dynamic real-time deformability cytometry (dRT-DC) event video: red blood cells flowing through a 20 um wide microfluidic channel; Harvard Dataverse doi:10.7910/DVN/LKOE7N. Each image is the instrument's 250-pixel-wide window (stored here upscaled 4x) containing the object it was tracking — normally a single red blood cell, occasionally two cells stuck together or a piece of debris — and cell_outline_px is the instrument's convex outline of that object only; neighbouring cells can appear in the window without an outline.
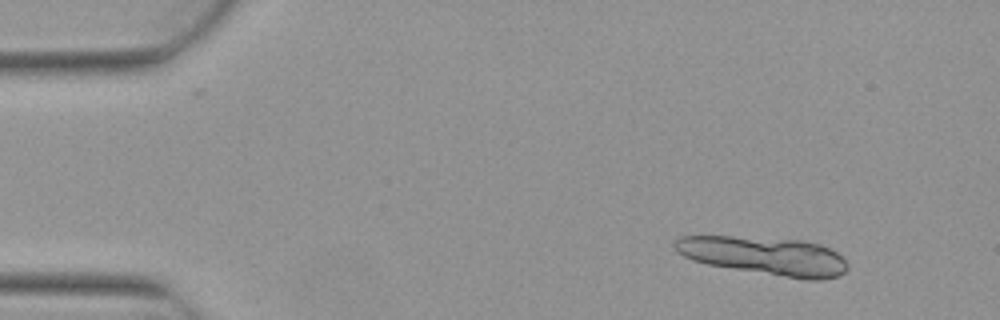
{"species": "Egyptian fruit bat (a non-hibernating species)", "species_latin": "Rousettus aegyptiacus", "temperature_condition": "warm", "stored_images_in_passage": 4, "camera_frame_rate_fps": 3000, "um_per_image_px": 0.085, "animal": {"sex": "female"}, "frame": {"image": 1, "passage_image": 1, "time_ms": 0.0, "image_size_px": [1000, 320], "cell_outline_px": [[848, 268], [840, 276], [820, 280], [804, 280], [708, 264], [692, 260], [676, 252], [672, 244], [680, 236], [732, 236], [804, 240], [820, 244], [836, 252], [848, 264]], "centroid_in_image_um": [64.99, 21.74], "position_along_channel_um": 20.0, "area_um2": 38.61}}